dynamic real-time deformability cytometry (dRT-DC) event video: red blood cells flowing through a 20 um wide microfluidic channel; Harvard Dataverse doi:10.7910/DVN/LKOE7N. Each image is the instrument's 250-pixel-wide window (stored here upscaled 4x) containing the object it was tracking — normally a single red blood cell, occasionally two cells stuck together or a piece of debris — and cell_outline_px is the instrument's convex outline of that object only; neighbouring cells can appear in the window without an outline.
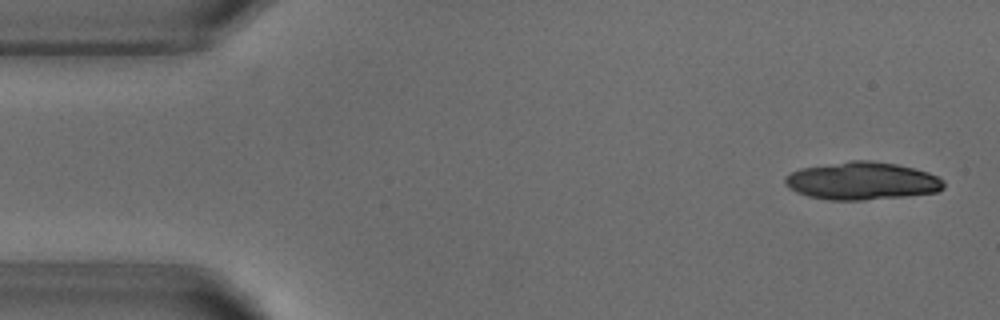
{"species": "common noctule bat (a hibernating species)", "species_latin": "Nyctalus noctula", "temperature_condition": "warm", "stored_images_in_passage": 49, "camera_frame_rate_fps": 3000, "um_per_image_px": 0.085, "animal": {"sex": "male", "body_mass_g": 18.8}, "frame": {"image": 1, "passage_image": 1, "time_ms": 0.0, "image_size_px": [1000, 320], "cell_outline_px": [[944, 188], [936, 192], [904, 196], [864, 200], [828, 200], [808, 196], [796, 192], [788, 188], [784, 180], [784, 176], [800, 168], [852, 160], [872, 160], [896, 164], [928, 172], [944, 180]], "centroid_in_image_um": [73.25, 15.38], "position_along_channel_um": 11.8, "area_um2": 34.91}}
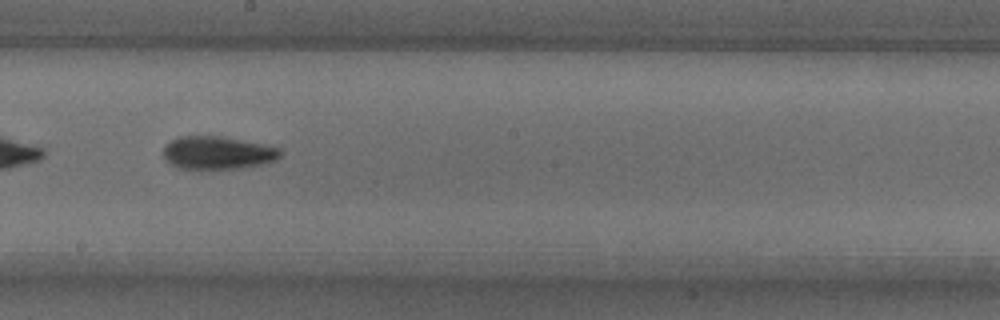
{"frame": {"image": 2, "passage_image": 27, "time_ms": 8.667, "image_size_px": [1000, 320], "cell_outline_px": [[280, 156], [276, 160], [264, 164], [244, 168], [180, 168], [164, 160], [164, 144], [180, 136], [220, 136], [264, 144], [280, 148]], "centroid_in_image_um": [18.5, 12.98], "position_along_channel_um": 229.7, "area_um2": 22.37}}
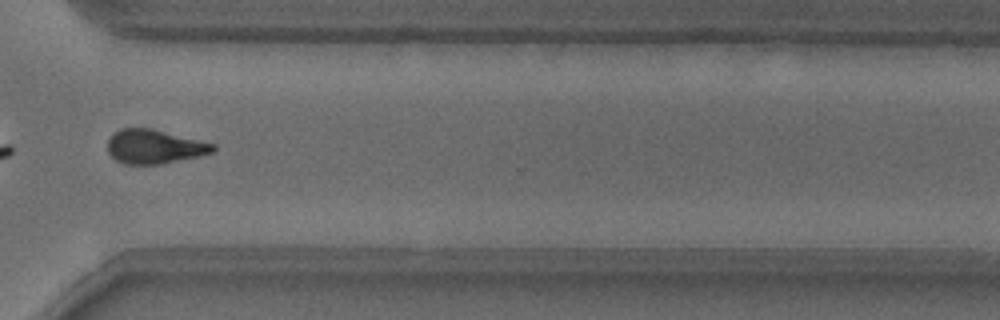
{"frame": {"image": 3, "passage_image": 37, "time_ms": 12.0, "image_size_px": [1000, 320], "cell_outline_px": [[216, 148], [212, 152], [200, 156], [160, 164], [124, 164], [116, 160], [108, 152], [108, 140], [112, 132], [120, 128], [152, 128], [216, 144]], "centroid_in_image_um": [13.11, 12.45], "position_along_channel_um": 357.5, "area_um2": 21.04}, "authors_computed_cell_mechanics": {"area_um2": 22.0796, "velocity_mm_per_s": 3.8319, "shape_relaxation_time_tau1_ms": 3.4046, "shape_relaxation_time_tau2_ms": 4.0403, "deformation_change_tau1": 0.1607, "deformation_change_tau2": 0.1216}}